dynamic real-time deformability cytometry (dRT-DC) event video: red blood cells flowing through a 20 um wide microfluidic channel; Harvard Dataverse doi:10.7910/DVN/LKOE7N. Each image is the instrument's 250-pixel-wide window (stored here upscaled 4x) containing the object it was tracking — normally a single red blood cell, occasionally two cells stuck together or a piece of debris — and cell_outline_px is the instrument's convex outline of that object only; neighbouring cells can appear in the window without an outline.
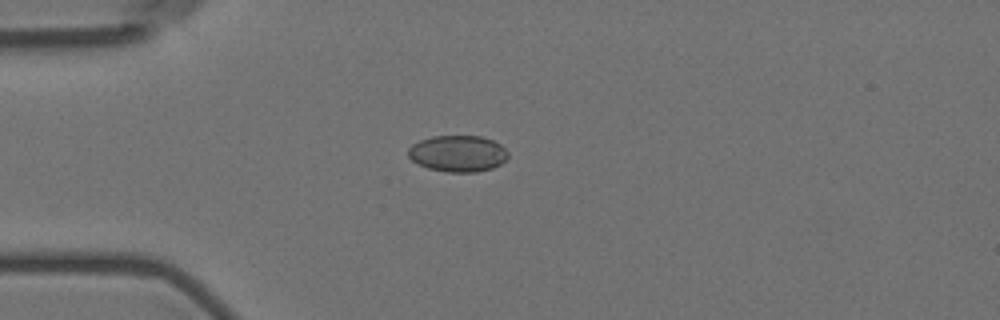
{"species": "Egyptian fruit bat (a non-hibernating species)", "species_latin": "Rousettus aegyptiacus", "temperature_condition": "room temperature", "stored_images_in_passage": 12, "camera_frame_rate_fps": 3000, "um_per_image_px": 0.085, "animal": {"sex": "female"}, "frame": {"image": 1, "passage_image": 3, "time_ms": 3.333, "image_size_px": [1000, 320], "cell_outline_px": [[508, 156], [500, 164], [492, 168], [476, 172], [448, 172], [428, 168], [412, 160], [408, 156], [408, 148], [412, 144], [420, 140], [432, 136], [480, 136], [492, 140], [500, 144], [508, 152]], "centroid_in_image_um": [38.91, 13.05], "position_along_channel_um": 46.1, "area_um2": 21.1}}
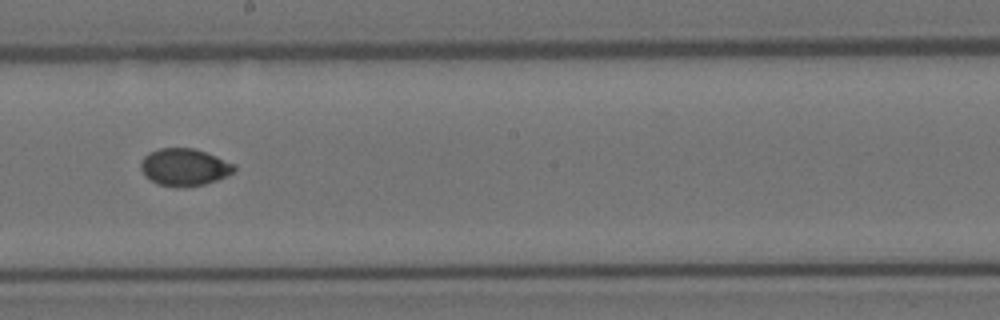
{"frame": {"image": 2, "passage_image": 8, "time_ms": 9.0, "image_size_px": [1000, 320], "cell_outline_px": [[236, 168], [232, 172], [216, 180], [204, 184], [156, 184], [144, 176], [140, 168], [140, 160], [148, 152], [160, 148], [192, 148], [216, 156], [236, 164]], "centroid_in_image_um": [15.63, 14.16], "position_along_channel_um": 232.6, "area_um2": 19.71}}
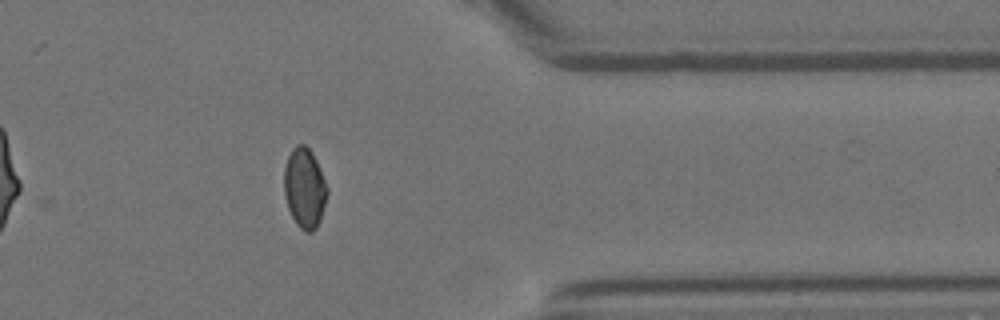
{"frame": {"image": 3, "passage_image": 12, "time_ms": 13.667, "image_size_px": [1000, 320], "cell_outline_px": [[328, 192], [320, 220], [316, 228], [312, 232], [304, 232], [296, 224], [288, 208], [284, 196], [284, 168], [288, 156], [292, 148], [296, 144], [304, 144], [312, 152], [316, 160], [328, 188]], "centroid_in_image_um": [25.88, 15.99], "position_along_channel_um": 385.5, "area_um2": 20.17}}